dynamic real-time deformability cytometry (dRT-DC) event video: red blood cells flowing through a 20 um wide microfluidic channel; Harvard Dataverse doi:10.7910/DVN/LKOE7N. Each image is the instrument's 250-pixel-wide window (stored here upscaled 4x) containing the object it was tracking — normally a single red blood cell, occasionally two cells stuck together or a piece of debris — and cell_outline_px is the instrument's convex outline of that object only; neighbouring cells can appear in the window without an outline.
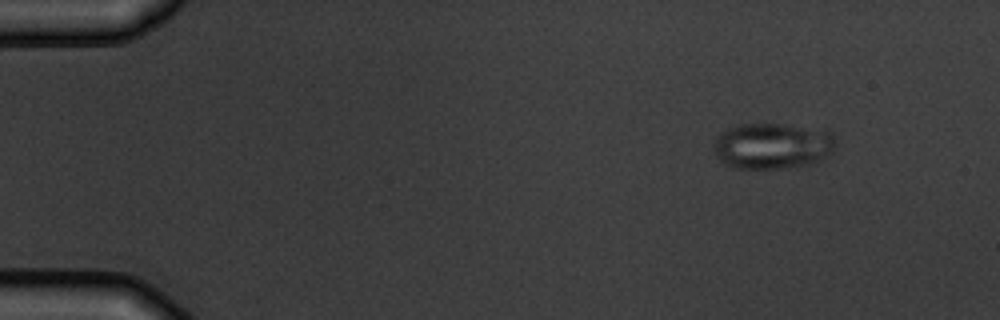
{"species": "common noctule bat (a hibernating species)", "species_latin": "Nyctalus noctula", "temperature_condition": "warm", "stored_images_in_passage": 4, "camera_frame_rate_fps": 3000, "um_per_image_px": 0.085, "animal": {"sex": "male", "body_mass_g": 19.5, "forearm_length_mm": 54.6}, "frame": {"image": 1, "passage_image": 1, "time_ms": 0.0, "image_size_px": [1000, 320], "cell_outline_px": [[832, 152], [828, 156], [820, 160], [808, 164], [776, 168], [732, 168], [724, 164], [716, 156], [716, 136], [720, 132], [728, 128], [740, 124], [784, 124], [832, 132]], "centroid_in_image_um": [65.6, 12.4], "position_along_channel_um": 19.4, "area_um2": 32.14}}